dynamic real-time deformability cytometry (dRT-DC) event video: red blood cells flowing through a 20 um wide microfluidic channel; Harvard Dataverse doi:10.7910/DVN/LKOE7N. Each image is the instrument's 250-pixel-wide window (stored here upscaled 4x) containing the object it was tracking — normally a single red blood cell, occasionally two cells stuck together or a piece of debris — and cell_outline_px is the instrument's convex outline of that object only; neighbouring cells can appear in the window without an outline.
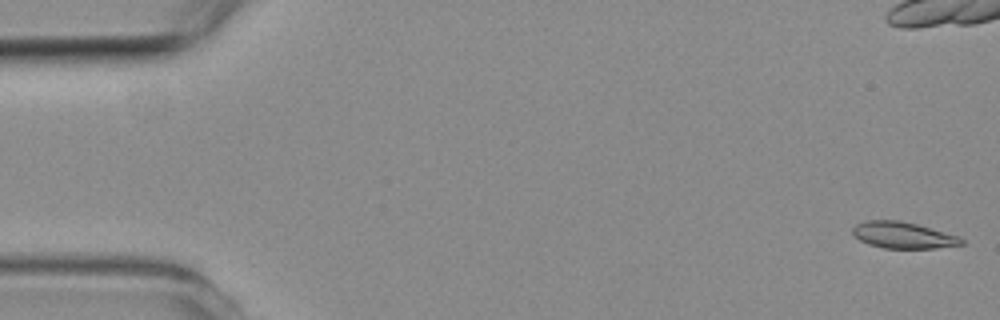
{"species": "common noctule bat (a hibernating species)", "species_latin": "Nyctalus noctula", "temperature_condition": "room temperature", "stored_images_in_passage": 7, "camera_frame_rate_fps": 3000, "um_per_image_px": 0.085, "animal": {"sex": "female", "body_mass_g": 19.3, "forearm_length_mm": 54.1}, "frame": {"image": 1, "passage_image": 1, "time_ms": 0.0, "image_size_px": [1000, 320], "cell_outline_px": [[964, 244], [936, 248], [884, 248], [868, 244], [860, 240], [852, 232], [852, 228], [856, 224], [864, 220], [900, 220], [916, 224], [960, 236], [964, 240]], "centroid_in_image_um": [76.76, 19.98], "position_along_channel_um": 8.2, "area_um2": 16.76}}